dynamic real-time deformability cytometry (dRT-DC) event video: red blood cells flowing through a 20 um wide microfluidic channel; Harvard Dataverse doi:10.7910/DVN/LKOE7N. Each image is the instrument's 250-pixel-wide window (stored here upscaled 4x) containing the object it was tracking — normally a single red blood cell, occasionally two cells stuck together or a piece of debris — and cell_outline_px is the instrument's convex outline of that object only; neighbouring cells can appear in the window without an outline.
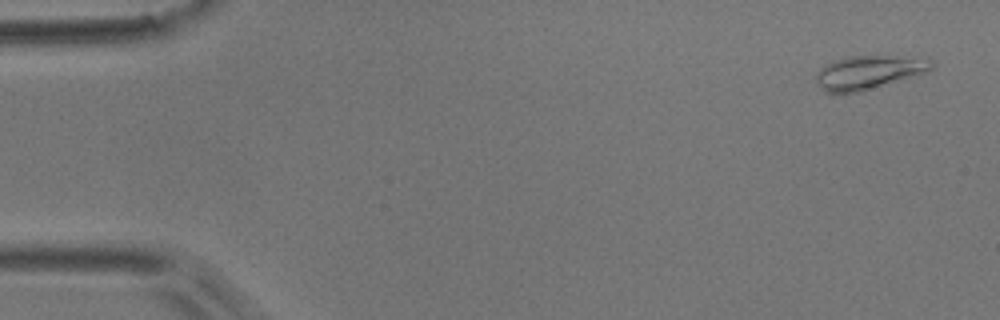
{"species": "common noctule bat (a hibernating species)", "species_latin": "Nyctalus noctula", "temperature_condition": "room temperature", "stored_images_in_passage": 6, "segment_of_instrument_passage": [1, 2], "camera_frame_rate_fps": 3000, "um_per_image_px": 0.085, "animal": {"sex": "male", "body_mass_g": 17.9}, "frame": {"image": 1, "passage_image": 1, "time_ms": 0.0, "image_size_px": [1000, 320], "cell_outline_px": [[932, 68], [924, 72], [864, 92], [828, 92], [816, 80], [816, 72], [820, 68], [836, 60], [848, 56], [928, 56], [932, 60]], "centroid_in_image_um": [73.91, 6.12], "position_along_channel_um": 11.1, "area_um2": 22.48}}